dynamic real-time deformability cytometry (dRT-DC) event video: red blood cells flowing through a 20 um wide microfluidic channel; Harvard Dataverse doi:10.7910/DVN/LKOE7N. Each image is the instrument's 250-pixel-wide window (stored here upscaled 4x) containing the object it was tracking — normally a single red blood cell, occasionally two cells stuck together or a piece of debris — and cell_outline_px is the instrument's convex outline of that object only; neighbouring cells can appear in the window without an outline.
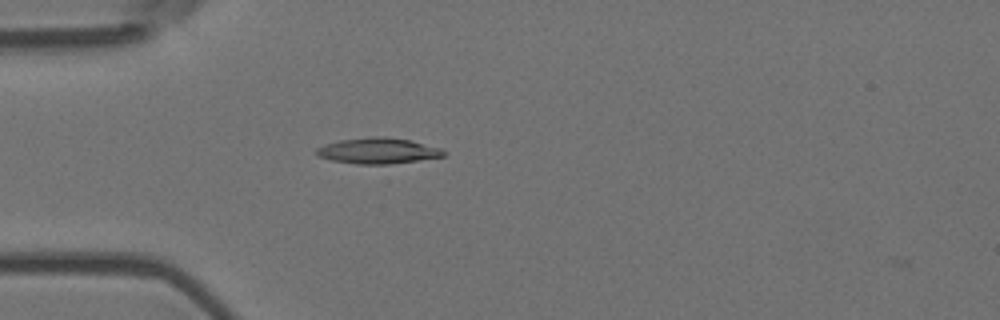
{"species": "Egyptian fruit bat (a non-hibernating species)", "species_latin": "Rousettus aegyptiacus", "temperature_condition": "room temperature", "stored_images_in_passage": 2, "camera_frame_rate_fps": 3000, "um_per_image_px": 0.085, "animal": {"sex": "female"}, "frame": {"image": 1, "passage_image": 1, "time_ms": 0.0, "image_size_px": [1000, 320], "cell_outline_px": [[444, 156], [388, 164], [356, 164], [332, 160], [320, 156], [316, 152], [316, 148], [324, 144], [340, 140], [372, 136], [384, 136], [408, 140], [440, 148], [444, 152]], "centroid_in_image_um": [32.08, 12.81], "position_along_channel_um": 52.9, "area_um2": 18.79}}